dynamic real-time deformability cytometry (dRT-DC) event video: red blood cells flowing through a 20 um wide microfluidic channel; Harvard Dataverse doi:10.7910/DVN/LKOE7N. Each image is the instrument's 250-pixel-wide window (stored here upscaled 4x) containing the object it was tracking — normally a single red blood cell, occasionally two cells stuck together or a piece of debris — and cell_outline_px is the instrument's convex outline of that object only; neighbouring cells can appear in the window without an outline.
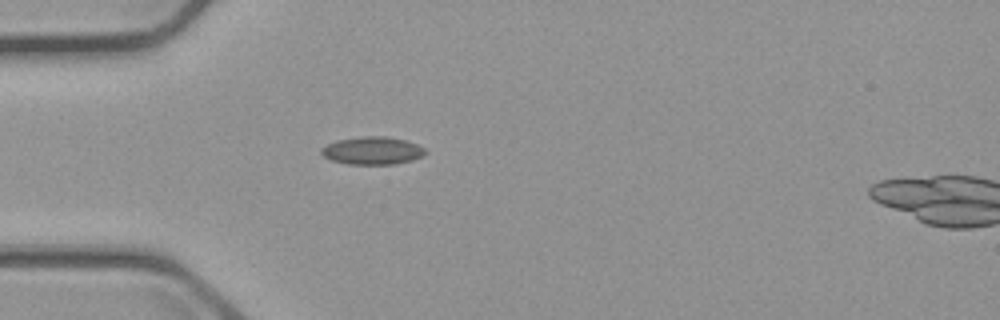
{"species": "common noctule bat (a hibernating species)", "species_latin": "Nyctalus noctula", "temperature_condition": "cold", "stored_images_in_passage": 4, "camera_frame_rate_fps": 3000, "um_per_image_px": 0.085, "animal": {"sex": "male", "body_mass_g": 23.1, "forearm_length_mm": 52.7}, "frame": {"image": 1, "passage_image": 3, "time_ms": 2.667, "image_size_px": [1000, 320], "cell_outline_px": [[428, 152], [412, 160], [396, 164], [348, 164], [332, 160], [324, 156], [320, 152], [320, 148], [336, 140], [360, 136], [384, 136], [404, 140], [416, 144], [424, 148]], "centroid_in_image_um": [31.63, 12.8], "position_along_channel_um": 53.4, "area_um2": 16.76}}